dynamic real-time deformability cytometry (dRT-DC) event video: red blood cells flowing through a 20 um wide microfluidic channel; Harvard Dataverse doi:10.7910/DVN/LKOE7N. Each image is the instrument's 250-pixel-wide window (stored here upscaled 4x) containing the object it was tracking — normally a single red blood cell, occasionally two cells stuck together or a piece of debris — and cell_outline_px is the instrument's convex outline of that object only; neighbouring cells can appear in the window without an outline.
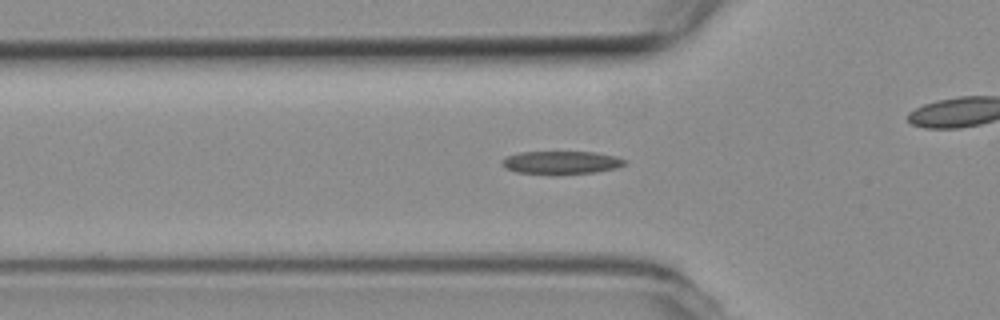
{"species": "common noctule bat (a hibernating species)", "species_latin": "Nyctalus noctula", "temperature_condition": "room temperature", "stored_images_in_passage": 33, "camera_frame_rate_fps": 3000, "um_per_image_px": 0.085, "animal": {"sex": "female", "body_mass_g": 19.3, "forearm_length_mm": 54.1}, "frame": {"image": 1, "passage_image": 2, "time_ms": 0.333, "image_size_px": [1000, 320], "cell_outline_px": [[628, 164], [616, 168], [596, 172], [552, 176], [516, 172], [504, 168], [500, 164], [500, 160], [508, 156], [520, 152], [596, 152], [612, 156], [624, 160]], "centroid_in_image_um": [47.64, 13.85], "position_along_channel_um": 78.2, "area_um2": 16.94}}
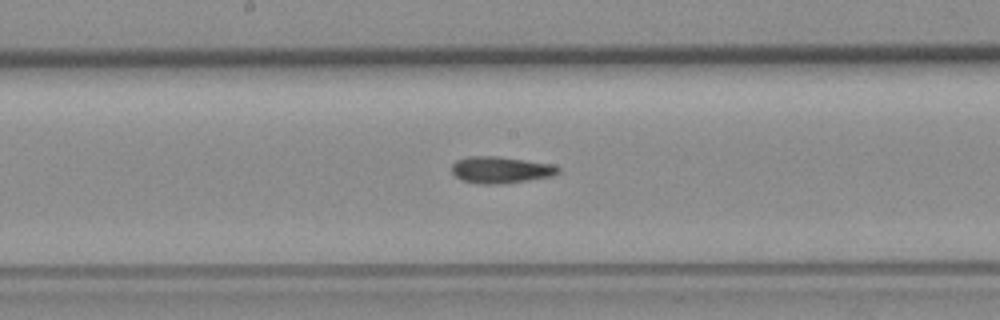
{"frame": {"image": 2, "passage_image": 12, "time_ms": 3.667, "image_size_px": [1000, 320], "cell_outline_px": [[560, 172], [552, 176], [528, 180], [500, 184], [480, 184], [460, 180], [452, 172], [452, 164], [456, 160], [468, 156], [496, 156], [552, 164], [560, 168]], "centroid_in_image_um": [42.53, 14.44], "position_along_channel_um": 205.7, "area_um2": 16.53}}
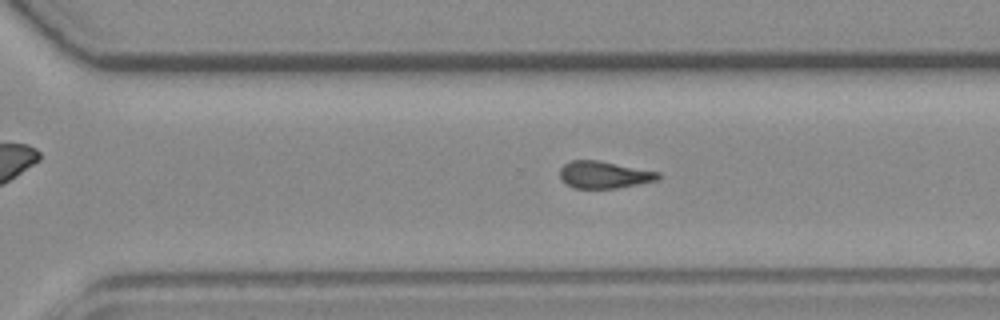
{"frame": {"image": 3, "passage_image": 21, "time_ms": 6.667, "image_size_px": [1000, 320], "cell_outline_px": [[660, 176], [656, 180], [616, 188], [572, 188], [560, 180], [560, 168], [564, 164], [572, 160], [600, 160], [660, 172]], "centroid_in_image_um": [51.3, 14.84], "position_along_channel_um": 319.3, "area_um2": 15.55}, "authors_computed_cell_mechanics": {"area_um2": 15.9528, "velocity_mm_per_s": 3.8064, "shape_relaxation_time_tau1_ms": null, "shape_relaxation_time_tau2_ms": 4.6627, "deformation_change_tau1": null, "deformation_change_tau2": 0.1257}}